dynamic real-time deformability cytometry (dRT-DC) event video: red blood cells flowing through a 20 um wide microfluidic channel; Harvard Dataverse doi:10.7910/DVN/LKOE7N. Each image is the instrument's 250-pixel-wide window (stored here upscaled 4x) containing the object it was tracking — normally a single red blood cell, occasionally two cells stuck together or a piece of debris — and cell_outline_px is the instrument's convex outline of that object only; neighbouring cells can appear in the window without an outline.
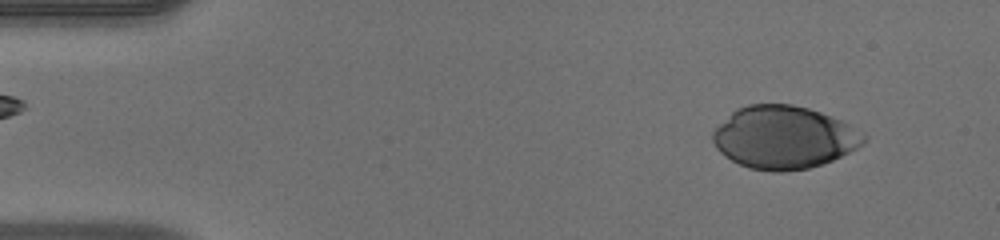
{"species": "human", "species_latin": "Homo sapiens", "temperature_condition": "warm", "stored_images_in_passage": 48, "camera_frame_rate_fps": 3000, "um_per_image_px": 0.085, "donor": {"sex": "male"}, "frame": {"image": 1, "passage_image": 4, "time_ms": 1.0, "image_size_px": [1000, 240], "cell_outline_px": [[868, 140], [864, 144], [832, 160], [808, 168], [784, 172], [772, 172], [748, 168], [724, 156], [716, 148], [712, 140], [712, 132], [736, 108], [748, 104], [792, 104], [808, 108], [832, 116], [864, 132], [868, 136]], "centroid_in_image_um": [66.64, 11.68], "position_along_channel_um": 18.4, "area_um2": 55.31}}
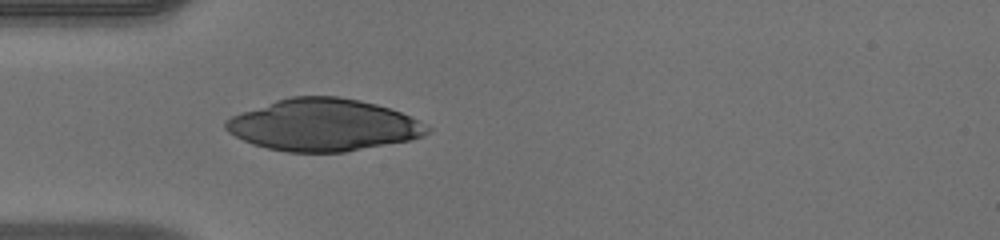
{"frame": {"image": 2, "passage_image": 14, "time_ms": 4.333, "image_size_px": [1000, 240], "cell_outline_px": [[432, 128], [428, 132], [412, 140], [344, 152], [288, 152], [268, 148], [252, 144], [228, 132], [224, 128], [224, 120], [232, 116], [276, 100], [292, 96], [336, 96], [360, 100], [376, 104], [400, 112]], "centroid_in_image_um": [27.47, 10.63], "position_along_channel_um": 57.5, "area_um2": 60.69}}
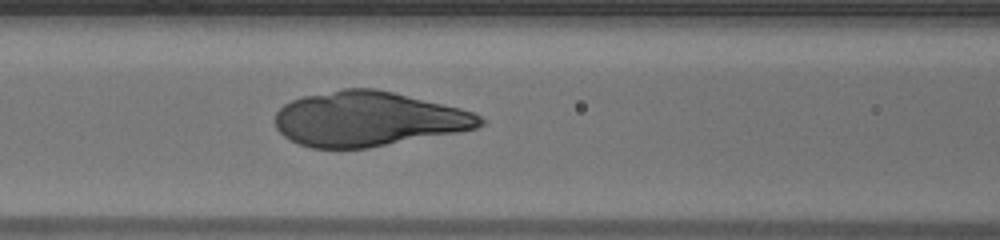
{"frame": {"image": 3, "passage_image": 20, "time_ms": 6.333, "image_size_px": [1000, 240], "cell_outline_px": [[488, 120], [484, 124], [476, 128], [456, 132], [368, 148], [312, 148], [300, 144], [284, 136], [276, 128], [272, 120], [276, 112], [284, 104], [292, 100], [304, 96], [344, 88], [372, 88], [392, 92], [460, 108], [472, 112]], "centroid_in_image_um": [31.26, 10.11], "position_along_channel_um": 135.3, "area_um2": 65.08}}